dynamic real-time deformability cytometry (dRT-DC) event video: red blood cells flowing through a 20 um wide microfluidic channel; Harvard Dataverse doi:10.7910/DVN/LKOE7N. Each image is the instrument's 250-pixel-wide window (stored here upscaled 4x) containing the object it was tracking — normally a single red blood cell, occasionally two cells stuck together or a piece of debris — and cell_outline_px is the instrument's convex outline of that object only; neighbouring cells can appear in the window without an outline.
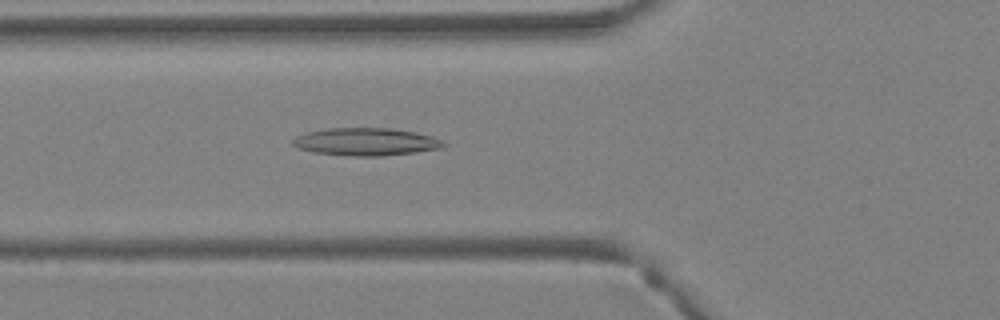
{"species": "Egyptian fruit bat (a non-hibernating species)", "species_latin": "Rousettus aegyptiacus", "temperature_condition": "warm", "stored_images_in_passage": 38, "camera_frame_rate_fps": 3000, "um_per_image_px": 0.085, "animal": {"sex": "female"}, "frame": {"image": 1, "passage_image": 13, "time_ms": 4.0, "image_size_px": [1000, 320], "cell_outline_px": [[448, 144], [444, 148], [416, 152], [380, 156], [348, 156], [312, 152], [300, 148], [292, 144], [292, 140], [296, 136], [308, 132], [324, 128], [388, 128], [416, 132], [432, 136], [444, 140]], "centroid_in_image_um": [31.15, 12.05], "position_along_channel_um": 94.6, "area_um2": 24.51}}
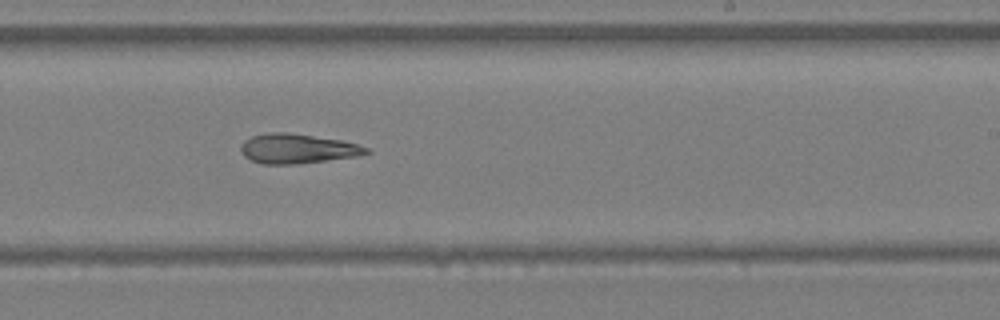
{"frame": {"image": 2, "passage_image": 23, "time_ms": 7.333, "image_size_px": [1000, 320], "cell_outline_px": [[372, 152], [360, 156], [328, 160], [292, 164], [264, 164], [252, 160], [244, 156], [240, 148], [240, 144], [244, 140], [252, 136], [268, 132], [288, 132], [340, 140], [356, 144], [368, 148]], "centroid_in_image_um": [25.27, 12.63], "position_along_channel_um": 263.7, "area_um2": 21.62}}
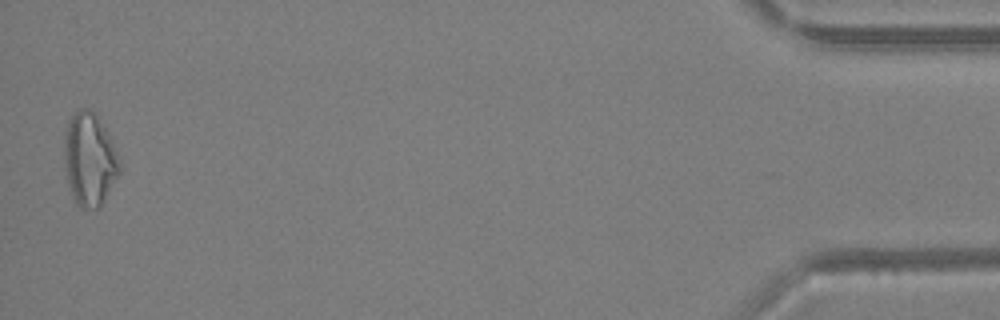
{"frame": {"image": 3, "passage_image": 38, "time_ms": 12.333, "image_size_px": [1000, 320], "cell_outline_px": [[120, 172], [100, 208], [80, 208], [76, 204], [68, 188], [64, 168], [64, 132], [68, 120], [80, 108], [88, 108], [96, 112], [104, 124], [120, 160]], "centroid_in_image_um": [7.59, 13.54], "position_along_channel_um": 427.6, "area_um2": 30.58}}